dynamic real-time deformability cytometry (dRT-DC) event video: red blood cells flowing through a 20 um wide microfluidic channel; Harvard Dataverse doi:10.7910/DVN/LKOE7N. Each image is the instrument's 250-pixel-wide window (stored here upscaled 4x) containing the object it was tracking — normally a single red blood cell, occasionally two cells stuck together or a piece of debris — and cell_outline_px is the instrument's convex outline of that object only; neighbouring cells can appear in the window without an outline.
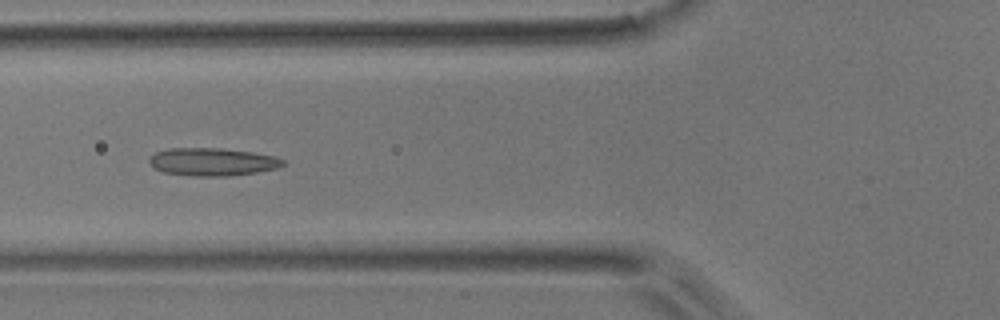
{"species": "common noctule bat (a hibernating species)", "species_latin": "Nyctalus noctula", "temperature_condition": "room temperature", "stored_images_in_passage": 6, "camera_frame_rate_fps": 3000, "um_per_image_px": 0.085, "animal": {"sex": "male", "body_mass_g": 17.9}, "frame": {"image": 1, "passage_image": 6, "time_ms": 6.0, "image_size_px": [1000, 320], "cell_outline_px": [[284, 164], [276, 168], [256, 172], [228, 176], [192, 176], [164, 172], [152, 168], [148, 160], [156, 152], [168, 148], [220, 148], [252, 152], [272, 156], [284, 160]], "centroid_in_image_um": [18.0, 13.76], "position_along_channel_um": 107.8, "area_um2": 21.56}}